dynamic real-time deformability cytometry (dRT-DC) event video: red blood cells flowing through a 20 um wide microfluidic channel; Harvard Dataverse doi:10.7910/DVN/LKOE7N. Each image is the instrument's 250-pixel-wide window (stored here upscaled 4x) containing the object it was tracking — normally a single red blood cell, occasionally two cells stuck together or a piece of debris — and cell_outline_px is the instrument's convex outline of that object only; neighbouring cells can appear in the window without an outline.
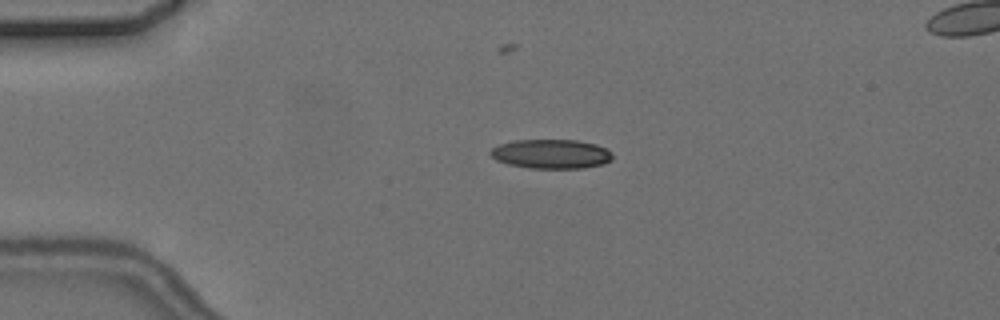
{"species": "common noctule bat (a hibernating species)", "species_latin": "Nyctalus noctula", "temperature_condition": "cold", "stored_images_in_passage": 4, "camera_frame_rate_fps": 3000, "um_per_image_px": 0.085, "animal": {"sex": "female", "body_mass_g": 24.6, "forearm_length_mm": 56.2}, "frame": {"image": 1, "passage_image": 3, "time_ms": 3.0, "image_size_px": [1000, 320], "cell_outline_px": [[612, 160], [604, 164], [584, 168], [528, 168], [508, 164], [496, 160], [488, 152], [492, 148], [500, 144], [516, 140], [576, 140], [596, 144], [608, 148], [612, 152]], "centroid_in_image_um": [46.88, 13.09], "position_along_channel_um": 38.1, "area_um2": 20.98}}